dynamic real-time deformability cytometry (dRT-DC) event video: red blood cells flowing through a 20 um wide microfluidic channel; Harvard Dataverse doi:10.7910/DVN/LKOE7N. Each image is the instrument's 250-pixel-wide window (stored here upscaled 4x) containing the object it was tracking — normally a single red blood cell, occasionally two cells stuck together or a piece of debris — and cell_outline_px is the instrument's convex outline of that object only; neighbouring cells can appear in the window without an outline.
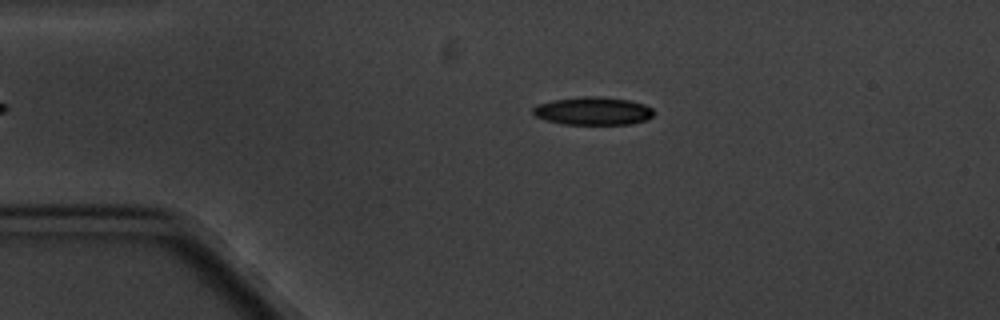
{"species": "common noctule bat (a hibernating species)", "species_latin": "Nyctalus noctula", "temperature_condition": "cold", "stored_images_in_passage": 3, "camera_frame_rate_fps": 3000, "um_per_image_px": 0.085, "animal": {"sex": "male", "body_mass_g": 20.1, "forearm_length_mm": 53.5}, "frame": {"image": 1, "passage_image": 3, "time_ms": 3.333, "image_size_px": [1000, 320], "cell_outline_px": [[652, 116], [648, 120], [632, 124], [560, 124], [544, 120], [536, 116], [532, 112], [532, 108], [536, 104], [552, 100], [584, 96], [596, 96], [628, 100], [644, 104], [652, 108]], "centroid_in_image_um": [50.37, 9.44], "position_along_channel_um": 34.6, "area_um2": 19.83}}